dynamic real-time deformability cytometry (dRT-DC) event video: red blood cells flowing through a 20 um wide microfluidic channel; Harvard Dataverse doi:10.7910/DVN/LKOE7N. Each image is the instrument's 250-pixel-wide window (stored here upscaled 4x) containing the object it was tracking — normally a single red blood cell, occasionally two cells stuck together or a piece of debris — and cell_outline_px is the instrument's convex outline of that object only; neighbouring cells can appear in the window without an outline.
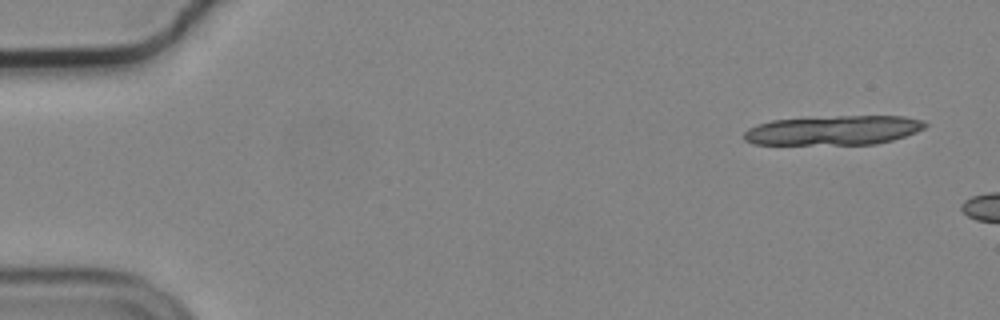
{"species": "common noctule bat (a hibernating species)", "species_latin": "Nyctalus noctula", "temperature_condition": "cold", "stored_images_in_passage": 10, "camera_frame_rate_fps": 3000, "um_per_image_px": 0.085, "animal": {"sex": "male", "body_mass_g": 19.2, "forearm_length_mm": 51.8}, "frame": {"image": 1, "passage_image": 3, "time_ms": 0.667, "image_size_px": [1000, 320], "cell_outline_px": [[928, 124], [924, 128], [916, 132], [892, 140], [876, 144], [752, 144], [744, 140], [744, 132], [748, 128], [756, 124], [772, 120], [836, 116], [904, 116], [924, 120]], "centroid_in_image_um": [70.85, 11.07], "position_along_channel_um": 14.2, "area_um2": 31.1}}